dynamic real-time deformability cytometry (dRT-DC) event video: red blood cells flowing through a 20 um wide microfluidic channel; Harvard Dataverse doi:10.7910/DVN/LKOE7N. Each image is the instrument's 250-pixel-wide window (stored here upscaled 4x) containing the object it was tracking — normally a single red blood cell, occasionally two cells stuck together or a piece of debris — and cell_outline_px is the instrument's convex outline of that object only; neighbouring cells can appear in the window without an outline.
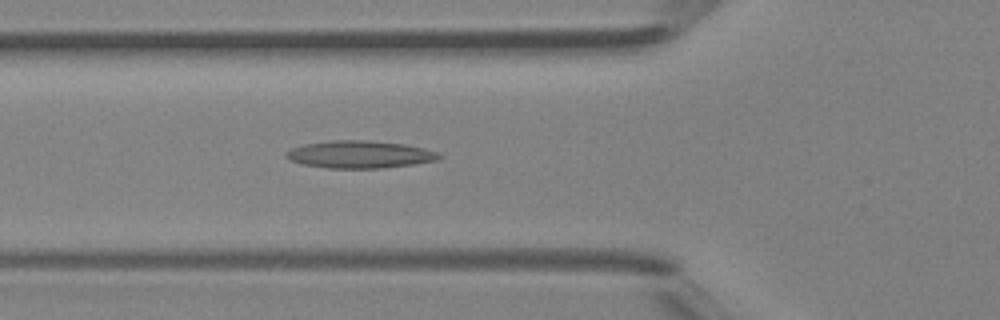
{"species": "Egyptian fruit bat (a non-hibernating species)", "species_latin": "Rousettus aegyptiacus", "temperature_condition": "room temperature", "stored_images_in_passage": 46, "camera_frame_rate_fps": 3000, "um_per_image_px": 0.085, "animal": {"sex": "female"}, "frame": {"image": 1, "passage_image": 17, "time_ms": 5.333, "image_size_px": [1000, 320], "cell_outline_px": [[444, 156], [436, 160], [416, 164], [380, 168], [328, 168], [304, 164], [292, 160], [284, 156], [284, 152], [292, 148], [304, 144], [332, 140], [364, 140], [404, 144], [424, 148], [436, 152]], "centroid_in_image_um": [30.58, 13.12], "position_along_channel_um": 95.2, "area_um2": 24.33}}
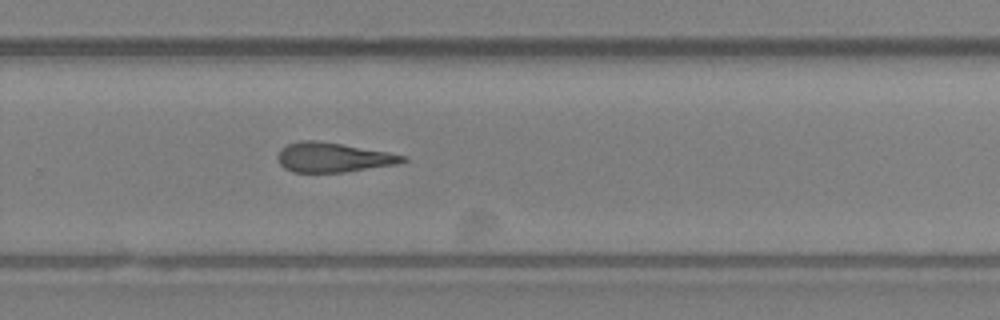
{"frame": {"image": 2, "passage_image": 31, "time_ms": 10.0, "image_size_px": [1000, 320], "cell_outline_px": [[408, 160], [400, 164], [344, 172], [292, 172], [284, 168], [280, 164], [276, 156], [280, 148], [288, 144], [300, 140], [316, 140], [388, 152], [408, 156]], "centroid_in_image_um": [28.32, 13.38], "position_along_channel_um": 301.5, "area_um2": 21.68}}
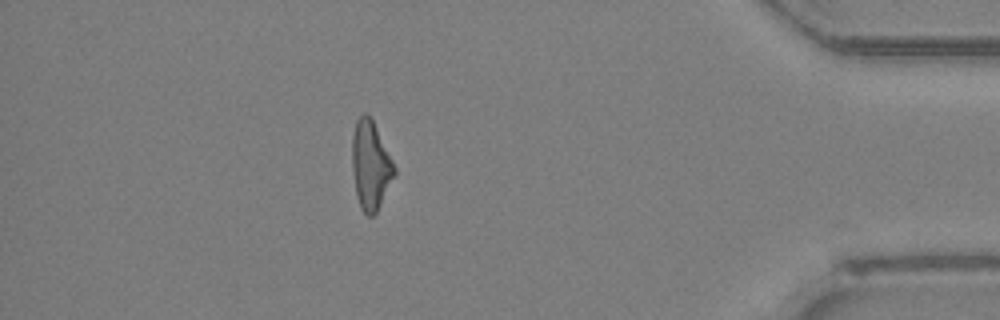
{"frame": {"image": 3, "passage_image": 41, "time_ms": 13.333, "image_size_px": [1000, 320], "cell_outline_px": [[396, 176], [376, 212], [372, 216], [368, 216], [360, 208], [356, 196], [352, 168], [352, 136], [356, 120], [364, 112], [368, 112], [372, 116], [396, 168]], "centroid_in_image_um": [31.5, 14.01], "position_along_channel_um": 403.7, "area_um2": 22.25}}